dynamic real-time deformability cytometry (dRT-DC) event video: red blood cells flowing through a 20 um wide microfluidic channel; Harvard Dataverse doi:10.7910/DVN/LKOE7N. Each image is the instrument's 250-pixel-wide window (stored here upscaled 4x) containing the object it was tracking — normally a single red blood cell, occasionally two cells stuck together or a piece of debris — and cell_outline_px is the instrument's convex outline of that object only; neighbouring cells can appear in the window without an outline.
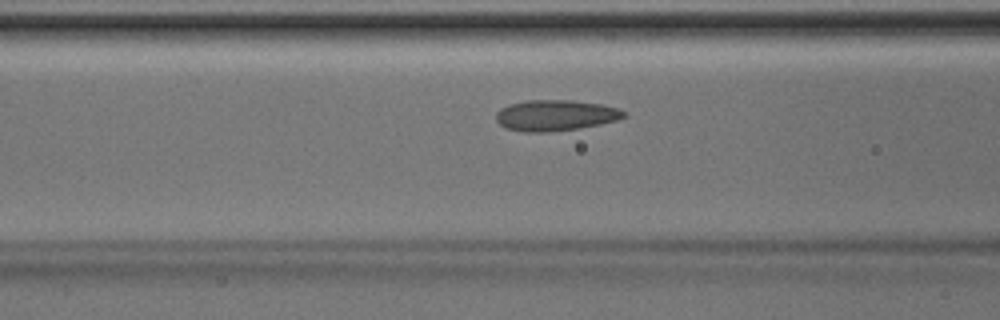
{"species": "Egyptian fruit bat (a non-hibernating species)", "species_latin": "Rousettus aegyptiacus", "temperature_condition": "room temperature", "stored_images_in_passage": 29, "camera_frame_rate_fps": 3000, "um_per_image_px": 0.085, "animal": {"sex": "male"}, "frame": {"image": 1, "passage_image": 6, "time_ms": 1.667, "image_size_px": [1000, 320], "cell_outline_px": [[628, 116], [616, 120], [600, 124], [580, 128], [548, 132], [524, 132], [504, 128], [496, 120], [496, 112], [500, 108], [508, 104], [528, 100], [572, 100], [600, 104], [620, 108]], "centroid_in_image_um": [47.19, 9.8], "position_along_channel_um": 119.4, "area_um2": 23.18}}
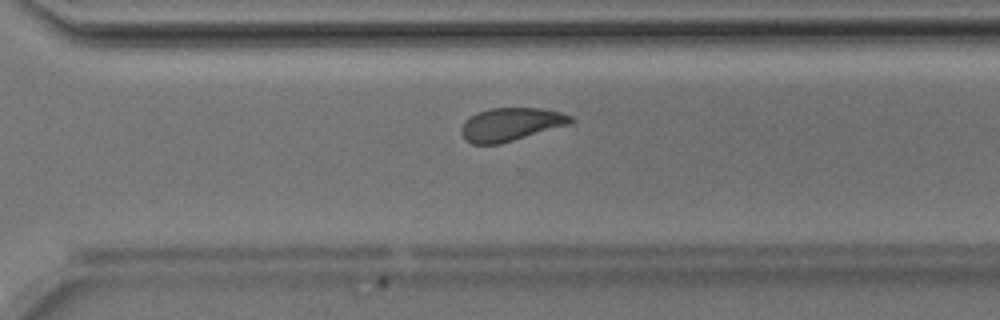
{"frame": {"image": 2, "passage_image": 21, "time_ms": 6.667, "image_size_px": [1000, 320], "cell_outline_px": [[576, 120], [572, 124], [500, 144], [472, 144], [464, 140], [460, 132], [460, 128], [464, 120], [480, 112], [492, 108], [544, 108], [560, 112], [572, 116]], "centroid_in_image_um": [43.45, 10.58], "position_along_channel_um": 327.2, "area_um2": 21.39}}
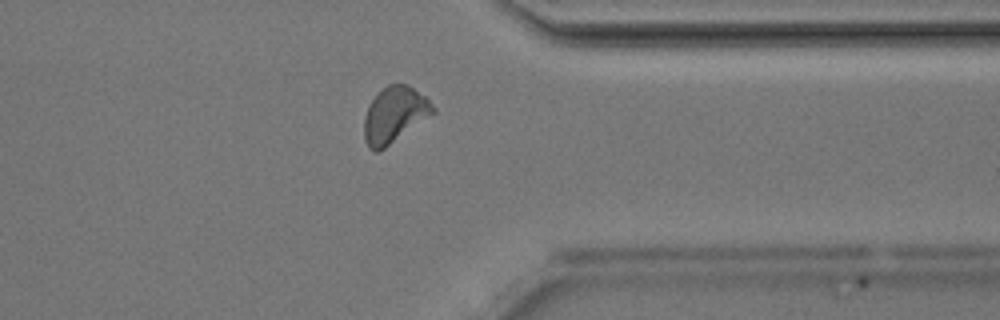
{"frame": {"image": 3, "passage_image": 25, "time_ms": 8.0, "image_size_px": [1000, 320], "cell_outline_px": [[436, 112], [380, 152], [372, 152], [368, 148], [364, 140], [364, 116], [372, 100], [388, 84], [408, 84], [424, 96], [436, 108]], "centroid_in_image_um": [33.52, 9.8], "position_along_channel_um": 377.9, "area_um2": 22.43}}